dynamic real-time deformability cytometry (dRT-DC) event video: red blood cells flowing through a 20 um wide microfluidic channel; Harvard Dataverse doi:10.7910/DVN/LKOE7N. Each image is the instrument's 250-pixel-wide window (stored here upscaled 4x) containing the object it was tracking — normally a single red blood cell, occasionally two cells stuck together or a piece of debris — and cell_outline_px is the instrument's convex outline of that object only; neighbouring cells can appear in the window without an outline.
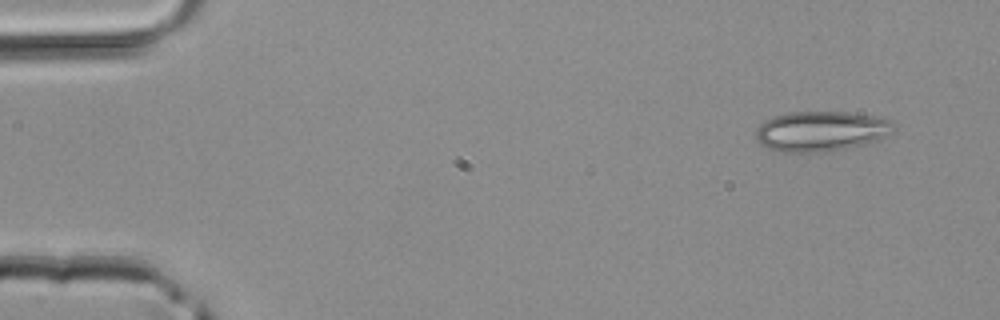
{"species": "common noctule bat (a hibernating species)", "species_latin": "Nyctalus noctula", "temperature_condition": "room temperature", "stored_images_in_passage": 4, "camera_frame_rate_fps": 3000, "um_per_image_px": 0.085, "animal": {"sex": "male", "body_mass_g": 20.4}, "frame": {"image": 1, "passage_image": 1, "time_ms": 0.0, "image_size_px": [1000, 320], "cell_outline_px": [[896, 128], [876, 144], [824, 152], [780, 152], [768, 148], [760, 144], [756, 140], [756, 128], [760, 124], [772, 116], [788, 112], [844, 112], [868, 116], [888, 120]], "centroid_in_image_um": [69.78, 11.18], "position_along_channel_um": 15.2, "area_um2": 32.6}}